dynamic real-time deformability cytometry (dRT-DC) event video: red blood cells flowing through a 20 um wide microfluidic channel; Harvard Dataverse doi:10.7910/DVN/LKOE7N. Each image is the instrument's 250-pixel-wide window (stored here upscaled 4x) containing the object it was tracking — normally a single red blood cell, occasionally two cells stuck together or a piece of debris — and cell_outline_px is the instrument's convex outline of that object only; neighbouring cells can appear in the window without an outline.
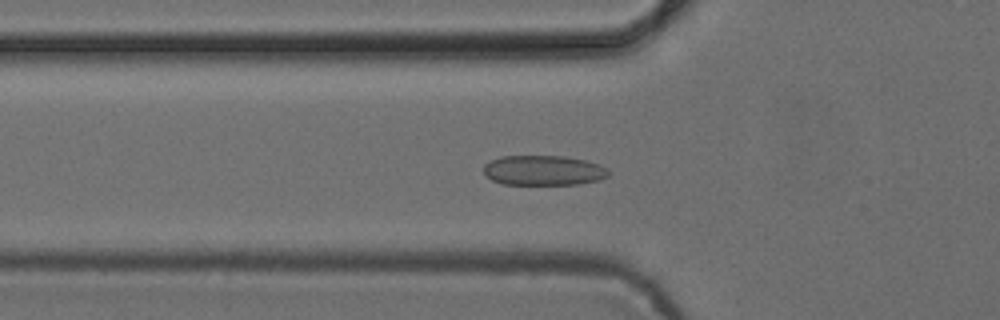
{"species": "common noctule bat (a hibernating species)", "species_latin": "Nyctalus noctula", "temperature_condition": "cold", "stored_images_in_passage": 41, "camera_frame_rate_fps": 3000, "um_per_image_px": 0.085, "animal": {"sex": "female", "body_mass_g": 24.6, "forearm_length_mm": 56.2}, "frame": {"image": 1, "passage_image": 5, "time_ms": 1.333, "image_size_px": [1000, 320], "cell_outline_px": [[608, 176], [600, 180], [580, 184], [500, 184], [492, 180], [484, 172], [484, 164], [500, 156], [564, 156], [584, 160], [600, 164], [608, 168]], "centroid_in_image_um": [46.22, 14.48], "position_along_channel_um": 79.6, "area_um2": 21.85}}
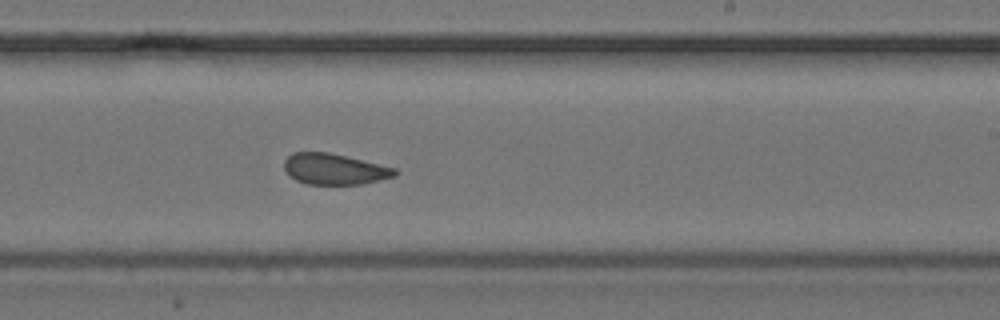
{"frame": {"image": 2, "passage_image": 19, "time_ms": 6.0, "image_size_px": [1000, 320], "cell_outline_px": [[400, 172], [396, 176], [364, 184], [304, 184], [288, 176], [284, 168], [284, 160], [292, 152], [328, 152], [396, 168]], "centroid_in_image_um": [28.42, 14.38], "position_along_channel_um": 260.6, "area_um2": 20.11}}
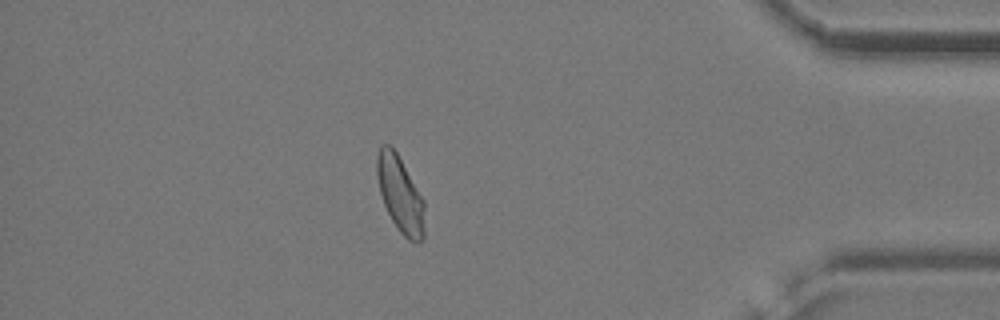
{"frame": {"image": 3, "passage_image": 33, "time_ms": 10.667, "image_size_px": [1000, 320], "cell_outline_px": [[424, 240], [416, 244], [408, 240], [400, 232], [392, 220], [384, 204], [380, 192], [376, 172], [376, 156], [380, 144], [392, 144], [424, 200]], "centroid_in_image_um": [34.01, 16.51], "position_along_channel_um": 401.2, "area_um2": 21.33}, "authors_computed_cell_mechanics": {"area_um2": 20.9814, "velocity_mm_per_s": 3.8664, "shape_relaxation_time_tau1_ms": 6.4818, "shape_relaxation_time_tau2_ms": 1.7528, "deformation_change_tau1": 0.0977, "deformation_change_tau2": 0.0659}}